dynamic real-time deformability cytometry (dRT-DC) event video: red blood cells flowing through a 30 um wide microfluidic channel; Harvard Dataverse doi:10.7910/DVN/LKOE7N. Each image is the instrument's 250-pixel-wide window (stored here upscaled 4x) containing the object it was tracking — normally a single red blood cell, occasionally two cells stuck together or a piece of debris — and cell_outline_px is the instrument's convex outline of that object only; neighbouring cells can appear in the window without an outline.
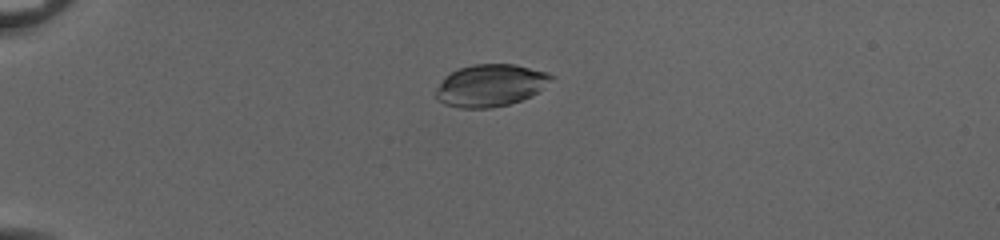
{"species": "common noctule bat (a hibernating species)", "species_latin": "Nyctalus noctula", "temperature_condition": "cold", "stored_images_in_passage": 54, "camera_frame_rate_fps": 3000, "um_per_image_px": 0.085, "animal": {"sex": "female", "body_mass_g": 20.0, "forearm_length_mm": 54.0}, "frame": {"image": 1, "passage_image": 16, "time_ms": 5.0, "image_size_px": [1000, 240], "cell_outline_px": [[556, 76], [532, 96], [508, 104], [492, 108], [460, 108], [444, 104], [436, 96], [436, 88], [444, 76], [460, 68], [472, 64], [516, 64], [548, 72]], "centroid_in_image_um": [41.7, 7.25], "position_along_channel_um": 43.3, "area_um2": 28.38}}
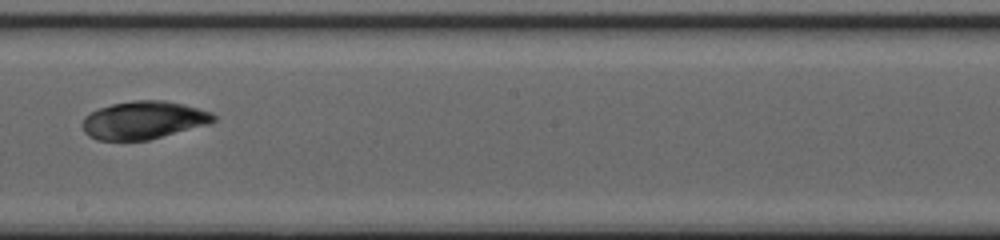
{"frame": {"image": 2, "passage_image": 34, "time_ms": 11.0, "image_size_px": [1000, 240], "cell_outline_px": [[216, 120], [212, 124], [148, 140], [96, 140], [88, 136], [84, 132], [84, 116], [100, 108], [112, 104], [132, 100], [164, 100], [184, 104], [212, 112], [216, 116]], "centroid_in_image_um": [12.26, 10.21], "position_along_channel_um": 235.9, "area_um2": 29.13}}
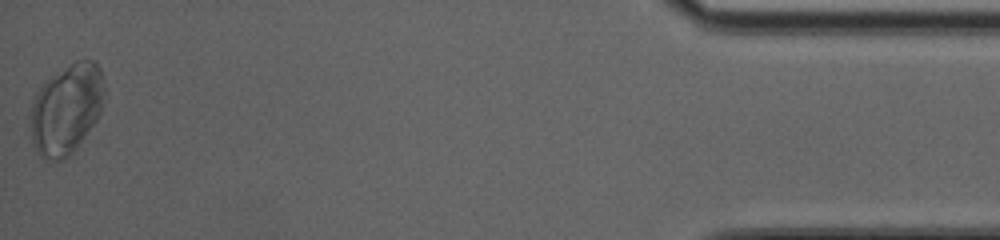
{"frame": {"image": 3, "passage_image": 54, "time_ms": 17.667, "image_size_px": [1000, 240], "cell_outline_px": [[104, 80], [100, 112], [96, 120], [72, 152], [64, 160], [52, 160], [40, 156], [36, 152], [32, 144], [28, 116], [32, 100], [36, 92], [44, 80], [76, 60], [92, 60], [100, 68]], "centroid_in_image_um": [5.58, 9.27], "position_along_channel_um": 429.6, "area_um2": 38.96}, "authors_computed_cell_mechanics": {"area_um2": 29.1312, "velocity_mm_per_s": 4.0328, "shape_relaxation_time_tau1_ms": 3.8126, "shape_relaxation_time_tau2_ms": null, "deformation_change_tau1": 0.0502, "deformation_change_tau2": null}}